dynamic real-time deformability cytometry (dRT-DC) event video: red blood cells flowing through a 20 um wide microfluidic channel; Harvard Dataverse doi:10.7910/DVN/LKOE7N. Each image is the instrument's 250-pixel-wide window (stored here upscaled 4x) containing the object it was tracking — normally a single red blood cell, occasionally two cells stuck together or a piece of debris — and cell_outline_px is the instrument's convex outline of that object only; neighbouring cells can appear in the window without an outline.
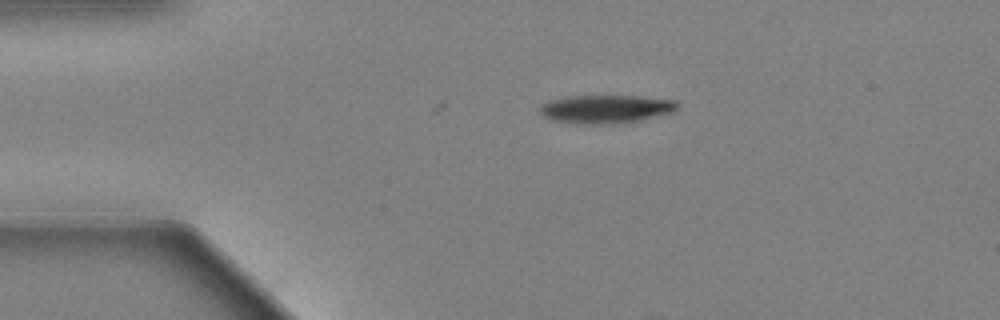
{"species": "Egyptian fruit bat (a non-hibernating species)", "species_latin": "Rousettus aegyptiacus", "temperature_condition": "warm", "stored_images_in_passage": 3, "camera_frame_rate_fps": 3000, "um_per_image_px": 0.085, "animal": {"sex": "female"}, "frame": {"image": 1, "passage_image": 3, "time_ms": 0.667, "image_size_px": [1000, 320], "cell_outline_px": [[680, 104], [672, 112], [640, 120], [616, 124], [576, 124], [552, 120], [544, 116], [540, 112], [540, 104], [552, 100], [568, 96], [640, 96], [676, 100]], "centroid_in_image_um": [51.5, 9.27], "position_along_channel_um": 33.5, "area_um2": 22.77}}